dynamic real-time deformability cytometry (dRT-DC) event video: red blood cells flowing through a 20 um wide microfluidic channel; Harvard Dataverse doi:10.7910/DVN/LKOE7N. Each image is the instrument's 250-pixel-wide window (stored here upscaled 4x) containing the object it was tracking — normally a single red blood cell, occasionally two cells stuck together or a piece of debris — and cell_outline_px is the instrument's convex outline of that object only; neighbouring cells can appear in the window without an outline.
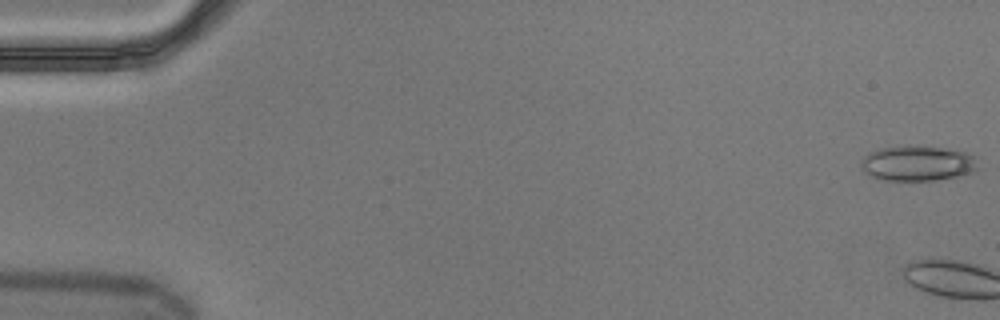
{"species": "Egyptian fruit bat (a non-hibernating species)", "species_latin": "Rousettus aegyptiacus", "temperature_condition": "cold", "stored_images_in_passage": 3, "camera_frame_rate_fps": 3000, "um_per_image_px": 0.085, "animal": {"sex": "male"}, "frame": {"image": 1, "passage_image": 1, "time_ms": 0.0, "image_size_px": [1000, 320], "cell_outline_px": [[980, 168], [972, 172], [956, 176], [936, 180], [884, 180], [872, 176], [864, 172], [860, 164], [860, 160], [868, 152], [880, 148], [940, 148], [964, 152], [976, 156]], "centroid_in_image_um": [78.0, 13.92], "position_along_channel_um": 7.0, "area_um2": 23.41}}